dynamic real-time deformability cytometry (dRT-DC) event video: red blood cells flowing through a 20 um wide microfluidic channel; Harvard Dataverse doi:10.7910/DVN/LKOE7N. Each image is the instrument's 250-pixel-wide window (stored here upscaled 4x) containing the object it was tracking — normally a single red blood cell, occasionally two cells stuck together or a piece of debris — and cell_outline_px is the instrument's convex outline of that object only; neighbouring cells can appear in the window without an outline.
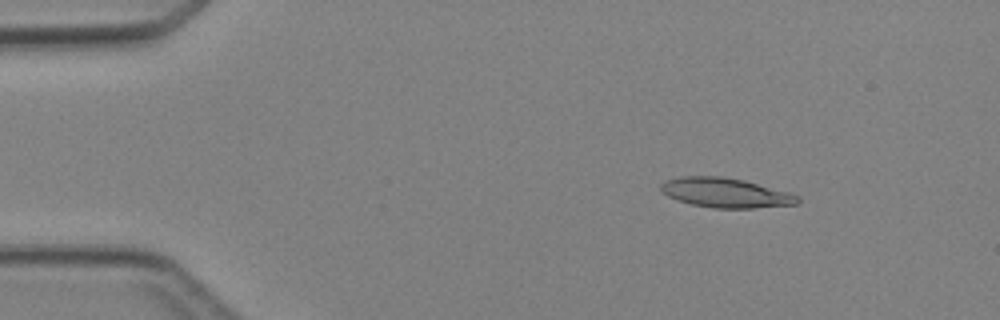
{"species": "Egyptian fruit bat (a non-hibernating species)", "species_latin": "Rousettus aegyptiacus", "temperature_condition": "cold", "stored_images_in_passage": 4, "camera_frame_rate_fps": 3000, "um_per_image_px": 0.085, "animal": {"sex": "female"}, "frame": {"image": 1, "passage_image": 2, "time_ms": 1.333, "image_size_px": [1000, 320], "cell_outline_px": [[800, 200], [796, 204], [752, 208], [712, 208], [692, 204], [668, 196], [660, 192], [660, 184], [664, 180], [680, 176], [724, 176], [744, 180], [788, 192], [800, 196]], "centroid_in_image_um": [61.64, 16.37], "position_along_channel_um": 23.4, "area_um2": 23.64}}
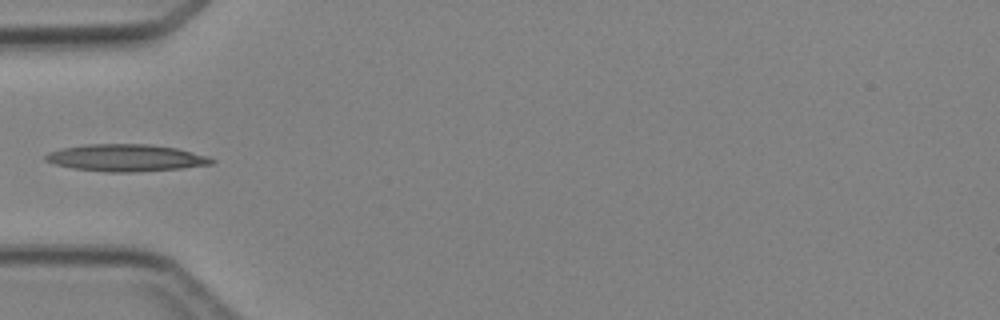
{"frame": {"image": 2, "passage_image": 4, "time_ms": 4.333, "image_size_px": [1000, 320], "cell_outline_px": [[216, 160], [212, 164], [180, 168], [132, 172], [104, 172], [72, 168], [56, 164], [44, 160], [44, 156], [48, 152], [60, 148], [84, 144], [152, 144], [176, 148], [208, 156]], "centroid_in_image_um": [10.67, 13.41], "position_along_channel_um": 74.3, "area_um2": 26.24}}